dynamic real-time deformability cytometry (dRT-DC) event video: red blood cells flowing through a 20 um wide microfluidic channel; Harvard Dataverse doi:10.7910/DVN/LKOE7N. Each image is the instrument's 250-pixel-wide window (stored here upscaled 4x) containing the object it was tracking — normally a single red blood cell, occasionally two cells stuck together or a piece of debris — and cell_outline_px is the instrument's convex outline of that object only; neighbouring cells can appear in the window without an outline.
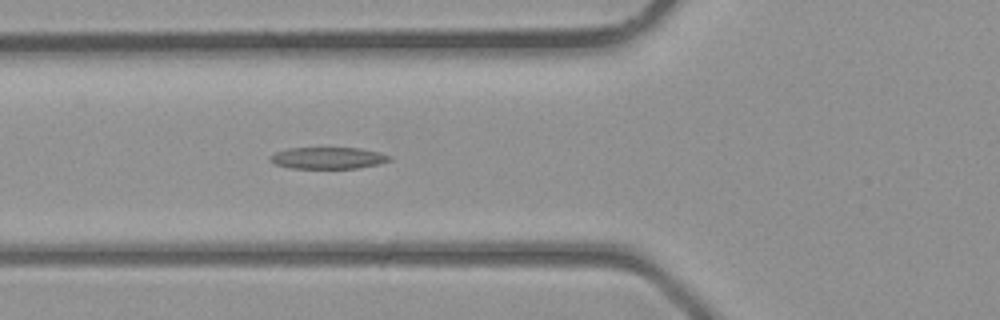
{"species": "common noctule bat (a hibernating species)", "species_latin": "Nyctalus noctula", "temperature_condition": "room temperature", "stored_images_in_passage": 40, "camera_frame_rate_fps": 3000, "um_per_image_px": 0.085, "animal": {"sex": "male", "body_mass_g": 23.1, "forearm_length_mm": 52.7}, "frame": {"image": 1, "passage_image": 15, "time_ms": 4.667, "image_size_px": [1000, 320], "cell_outline_px": [[392, 160], [380, 164], [356, 168], [288, 168], [272, 164], [268, 160], [268, 156], [276, 152], [288, 148], [360, 148], [380, 152], [392, 156]], "centroid_in_image_um": [27.86, 13.43], "position_along_channel_um": 97.9, "area_um2": 15.32}}
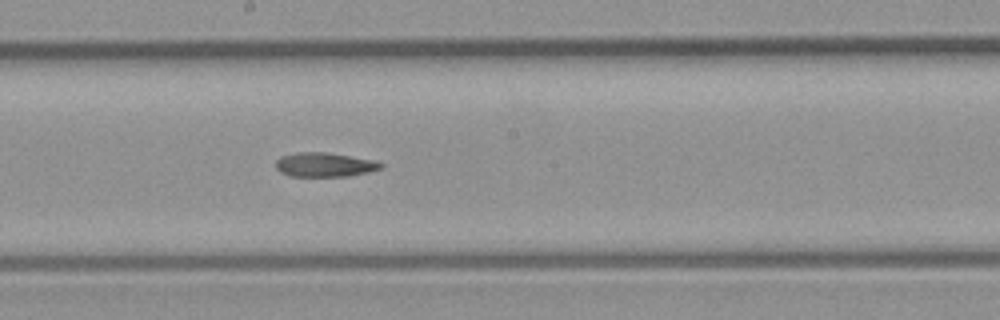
{"frame": {"image": 2, "passage_image": 22, "time_ms": 7.0, "image_size_px": [1000, 320], "cell_outline_px": [[384, 164], [380, 168], [368, 172], [348, 176], [292, 176], [280, 172], [276, 168], [276, 160], [280, 156], [300, 152], [324, 152], [376, 160]], "centroid_in_image_um": [27.58, 14.0], "position_along_channel_um": 220.6, "area_um2": 14.74}}
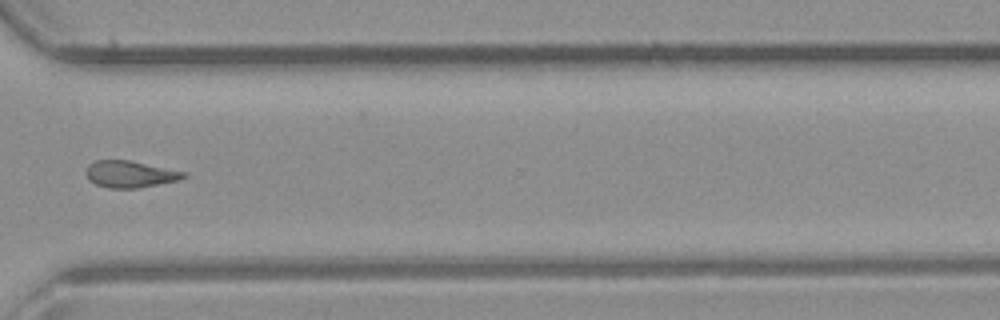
{"frame": {"image": 3, "passage_image": 30, "time_ms": 9.667, "image_size_px": [1000, 320], "cell_outline_px": [[188, 176], [180, 180], [136, 188], [108, 188], [96, 184], [88, 180], [84, 172], [88, 164], [96, 160], [132, 160], [188, 172]], "centroid_in_image_um": [11.07, 14.79], "position_along_channel_um": 359.5, "area_um2": 15.55}}